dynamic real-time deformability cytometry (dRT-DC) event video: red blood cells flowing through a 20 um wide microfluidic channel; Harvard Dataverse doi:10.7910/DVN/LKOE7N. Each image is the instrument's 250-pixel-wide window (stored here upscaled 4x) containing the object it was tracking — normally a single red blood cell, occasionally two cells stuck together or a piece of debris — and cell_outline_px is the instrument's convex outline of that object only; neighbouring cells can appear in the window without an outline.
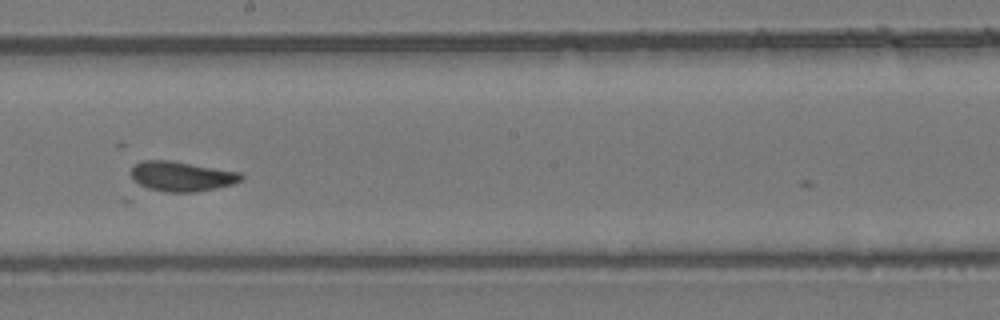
{"species": "common noctule bat (a hibernating species)", "species_latin": "Nyctalus noctula", "temperature_condition": "room temperature", "stored_images_in_passage": 36, "camera_frame_rate_fps": 3000, "um_per_image_px": 0.085, "animal": {"sex": "female", "body_mass_g": 24.6, "forearm_length_mm": 56.2}, "frame": {"image": 1, "passage_image": 30, "time_ms": 9.667, "image_size_px": [1000, 320], "cell_outline_px": [[244, 176], [240, 180], [232, 184], [216, 188], [196, 192], [168, 192], [148, 188], [132, 180], [132, 168], [140, 160], [172, 160], [240, 172]], "centroid_in_image_um": [15.44, 14.98], "position_along_channel_um": 232.8, "area_um2": 19.13}}
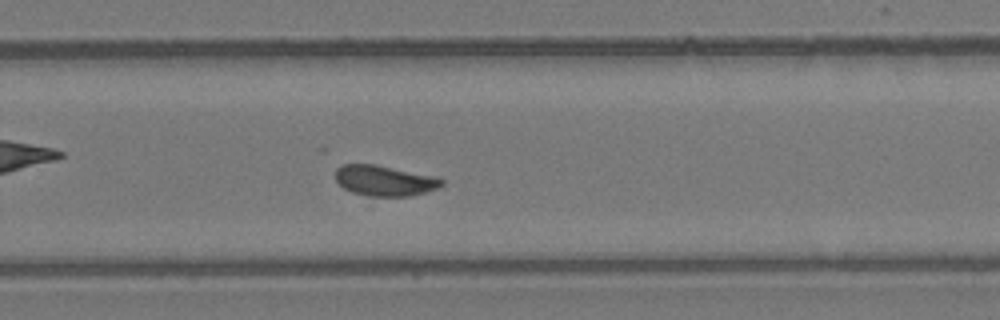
{"frame": {"image": 2, "passage_image": 35, "time_ms": 11.333, "image_size_px": [1000, 320], "cell_outline_px": [[444, 184], [440, 188], [408, 196], [368, 196], [352, 192], [344, 188], [336, 180], [336, 168], [344, 164], [372, 164], [436, 176], [444, 180]], "centroid_in_image_um": [32.71, 15.35], "position_along_channel_um": 297.1, "area_um2": 18.79}}